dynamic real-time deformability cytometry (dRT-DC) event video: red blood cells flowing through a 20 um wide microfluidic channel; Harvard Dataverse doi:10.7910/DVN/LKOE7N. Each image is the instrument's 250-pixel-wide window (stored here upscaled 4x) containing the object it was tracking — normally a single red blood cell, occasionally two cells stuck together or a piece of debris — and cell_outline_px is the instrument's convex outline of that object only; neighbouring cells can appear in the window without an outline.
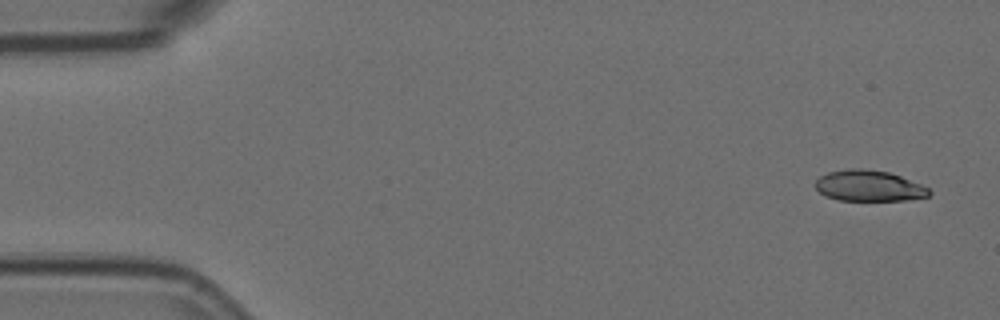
{"species": "Egyptian fruit bat (a non-hibernating species)", "species_latin": "Rousettus aegyptiacus", "temperature_condition": "room temperature", "stored_images_in_passage": 5, "segment_of_instrument_passage": [1, 2], "camera_frame_rate_fps": 3000, "um_per_image_px": 0.085, "animal": {"sex": "female"}, "frame": {"image": 1, "passage_image": 1, "time_ms": 0.0, "image_size_px": [1000, 320], "cell_outline_px": [[932, 192], [928, 196], [908, 200], [836, 200], [824, 196], [816, 188], [816, 180], [820, 176], [828, 172], [848, 168], [864, 168], [888, 172], [900, 176], [920, 184], [928, 188]], "centroid_in_image_um": [73.83, 15.79], "position_along_channel_um": 11.2, "area_um2": 20.52}}
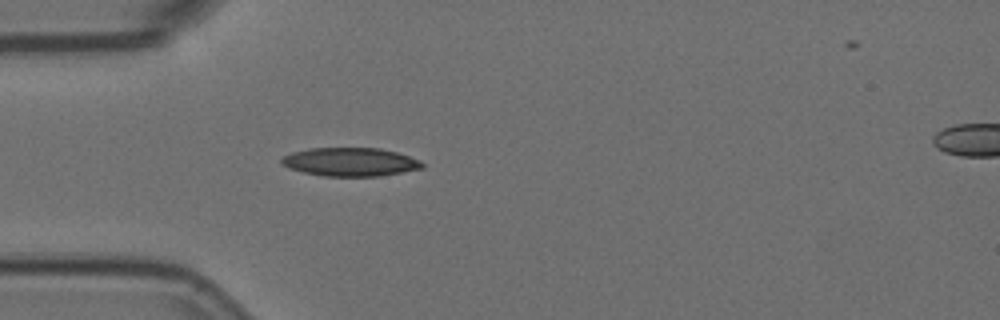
{"frame": {"image": 2, "passage_image": 4, "time_ms": 1.0, "image_size_px": [1000, 320], "cell_outline_px": [[424, 168], [380, 176], [324, 176], [304, 172], [288, 168], [280, 164], [280, 160], [284, 156], [292, 152], [308, 148], [380, 148], [396, 152], [420, 160], [424, 164]], "centroid_in_image_um": [29.76, 13.76], "position_along_channel_um": 55.2, "area_um2": 23.41}}